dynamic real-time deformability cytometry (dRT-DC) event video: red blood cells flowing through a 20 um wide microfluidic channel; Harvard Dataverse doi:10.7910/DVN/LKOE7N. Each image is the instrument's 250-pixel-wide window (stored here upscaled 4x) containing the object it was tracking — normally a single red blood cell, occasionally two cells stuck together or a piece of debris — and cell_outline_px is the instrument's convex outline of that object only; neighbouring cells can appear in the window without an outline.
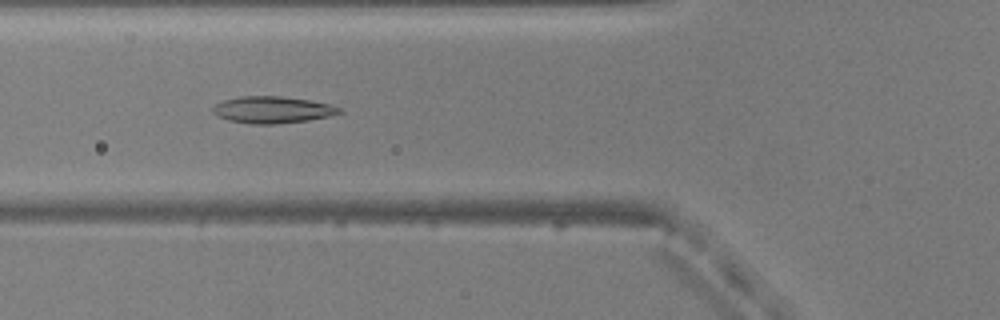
{"species": "common noctule bat (a hibernating species)", "species_latin": "Nyctalus noctula", "temperature_condition": "warm", "stored_images_in_passage": 52, "camera_frame_rate_fps": 3000, "um_per_image_px": 0.085, "animal": {"sex": "male", "body_mass_g": 20.5, "forearm_length_mm": 52.5}, "frame": {"image": 1, "passage_image": 19, "time_ms": 6.0, "image_size_px": [1000, 320], "cell_outline_px": [[344, 112], [332, 116], [308, 120], [276, 124], [252, 124], [228, 120], [216, 116], [212, 112], [212, 108], [216, 104], [224, 100], [240, 96], [280, 96], [312, 100], [328, 104], [340, 108]], "centroid_in_image_um": [23.16, 9.33], "position_along_channel_um": 102.6, "area_um2": 19.88}}
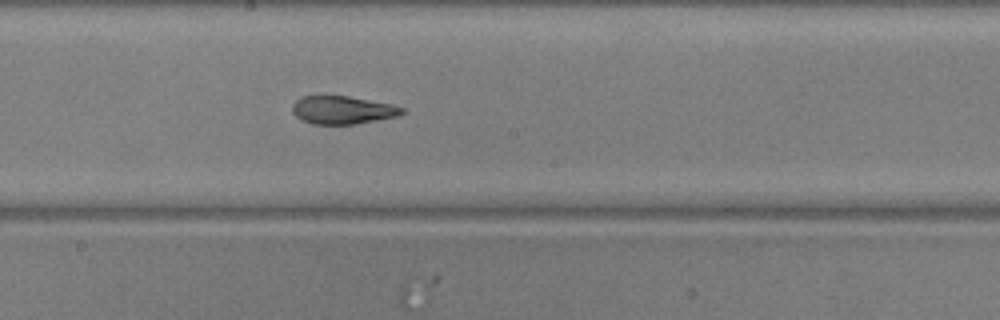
{"frame": {"image": 2, "passage_image": 28, "time_ms": 9.0, "image_size_px": [1000, 320], "cell_outline_px": [[404, 112], [396, 116], [356, 124], [312, 124], [300, 120], [292, 112], [292, 104], [300, 96], [324, 92], [348, 96], [392, 104], [404, 108]], "centroid_in_image_um": [29.02, 9.3], "position_along_channel_um": 219.2, "area_um2": 18.61}}
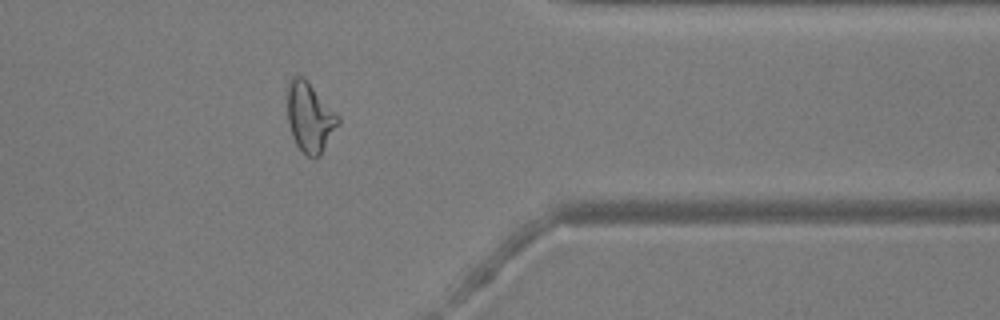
{"frame": {"image": 3, "passage_image": 42, "time_ms": 13.667, "image_size_px": [1000, 320], "cell_outline_px": [[340, 120], [320, 156], [312, 160], [296, 144], [292, 136], [288, 124], [288, 84], [292, 76], [304, 76], [308, 80], [340, 116]], "centroid_in_image_um": [26.34, 9.95], "position_along_channel_um": 385.1, "area_um2": 20.63}, "authors_computed_cell_mechanics": {"area_um2": 20.2589, "velocity_mm_per_s": 3.8587, "shape_relaxation_time_tau1_ms": 7.1859, "shape_relaxation_time_tau2_ms": 2.569, "deformation_change_tau1": 0.1785, "deformation_change_tau2": 0.1032}}